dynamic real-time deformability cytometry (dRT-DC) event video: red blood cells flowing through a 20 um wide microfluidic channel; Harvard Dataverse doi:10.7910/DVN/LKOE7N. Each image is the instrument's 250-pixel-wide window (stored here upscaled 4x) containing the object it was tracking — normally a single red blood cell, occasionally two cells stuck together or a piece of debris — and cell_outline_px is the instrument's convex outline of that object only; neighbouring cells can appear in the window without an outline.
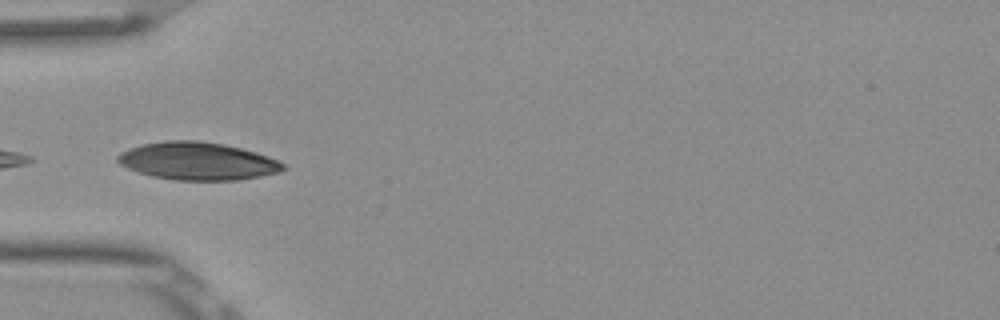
{"species": "Egyptian fruit bat (a non-hibernating species)", "species_latin": "Rousettus aegyptiacus", "temperature_condition": "room temperature", "stored_images_in_passage": 5, "camera_frame_rate_fps": 3000, "um_per_image_px": 0.085, "frame": {"image": 1, "passage_image": 5, "time_ms": 1.333, "image_size_px": [1000, 320], "cell_outline_px": [[288, 168], [280, 172], [260, 176], [236, 180], [176, 180], [152, 176], [128, 168], [120, 164], [116, 160], [116, 156], [120, 152], [144, 144], [168, 140], [196, 140], [224, 144], [256, 152], [268, 156], [284, 164]], "centroid_in_image_um": [16.81, 13.69], "position_along_channel_um": 68.2, "area_um2": 36.18}}